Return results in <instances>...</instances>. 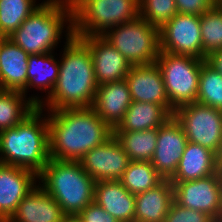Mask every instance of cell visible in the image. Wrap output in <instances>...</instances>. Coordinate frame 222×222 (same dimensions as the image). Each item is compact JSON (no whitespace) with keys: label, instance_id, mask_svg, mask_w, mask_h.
<instances>
[{"label":"cell","instance_id":"1","mask_svg":"<svg viewBox=\"0 0 222 222\" xmlns=\"http://www.w3.org/2000/svg\"><path fill=\"white\" fill-rule=\"evenodd\" d=\"M46 113L52 159L80 161L85 153L113 136V130L92 107L62 108Z\"/></svg>","mask_w":222,"mask_h":222},{"label":"cell","instance_id":"2","mask_svg":"<svg viewBox=\"0 0 222 222\" xmlns=\"http://www.w3.org/2000/svg\"><path fill=\"white\" fill-rule=\"evenodd\" d=\"M59 61V76L50 96L39 108L92 107L98 84L88 47L77 37L66 38ZM47 108H45V107Z\"/></svg>","mask_w":222,"mask_h":222},{"label":"cell","instance_id":"3","mask_svg":"<svg viewBox=\"0 0 222 222\" xmlns=\"http://www.w3.org/2000/svg\"><path fill=\"white\" fill-rule=\"evenodd\" d=\"M37 107L22 122L0 131V163L29 169L39 175L49 155V123ZM44 116V117H43Z\"/></svg>","mask_w":222,"mask_h":222},{"label":"cell","instance_id":"4","mask_svg":"<svg viewBox=\"0 0 222 222\" xmlns=\"http://www.w3.org/2000/svg\"><path fill=\"white\" fill-rule=\"evenodd\" d=\"M43 1L8 37L29 55L53 52L64 35L73 37V12L70 8L62 0Z\"/></svg>","mask_w":222,"mask_h":222},{"label":"cell","instance_id":"5","mask_svg":"<svg viewBox=\"0 0 222 222\" xmlns=\"http://www.w3.org/2000/svg\"><path fill=\"white\" fill-rule=\"evenodd\" d=\"M38 180L58 202L65 215H79L94 202L96 181L84 171L79 161L50 158L38 175Z\"/></svg>","mask_w":222,"mask_h":222},{"label":"cell","instance_id":"6","mask_svg":"<svg viewBox=\"0 0 222 222\" xmlns=\"http://www.w3.org/2000/svg\"><path fill=\"white\" fill-rule=\"evenodd\" d=\"M139 17V0H86L73 12V36H103Z\"/></svg>","mask_w":222,"mask_h":222},{"label":"cell","instance_id":"7","mask_svg":"<svg viewBox=\"0 0 222 222\" xmlns=\"http://www.w3.org/2000/svg\"><path fill=\"white\" fill-rule=\"evenodd\" d=\"M205 60L160 51L156 60L172 109L197 102L199 76Z\"/></svg>","mask_w":222,"mask_h":222},{"label":"cell","instance_id":"8","mask_svg":"<svg viewBox=\"0 0 222 222\" xmlns=\"http://www.w3.org/2000/svg\"><path fill=\"white\" fill-rule=\"evenodd\" d=\"M103 37L131 66L154 63L160 53L159 29L141 17L115 26Z\"/></svg>","mask_w":222,"mask_h":222},{"label":"cell","instance_id":"9","mask_svg":"<svg viewBox=\"0 0 222 222\" xmlns=\"http://www.w3.org/2000/svg\"><path fill=\"white\" fill-rule=\"evenodd\" d=\"M188 142L197 143L216 155L222 139V110L194 102L174 111Z\"/></svg>","mask_w":222,"mask_h":222},{"label":"cell","instance_id":"10","mask_svg":"<svg viewBox=\"0 0 222 222\" xmlns=\"http://www.w3.org/2000/svg\"><path fill=\"white\" fill-rule=\"evenodd\" d=\"M160 51L206 60L203 53L200 16L177 13L159 29Z\"/></svg>","mask_w":222,"mask_h":222},{"label":"cell","instance_id":"11","mask_svg":"<svg viewBox=\"0 0 222 222\" xmlns=\"http://www.w3.org/2000/svg\"><path fill=\"white\" fill-rule=\"evenodd\" d=\"M172 184L174 201L181 207L205 212L215 221L222 214V184L218 172L197 180Z\"/></svg>","mask_w":222,"mask_h":222},{"label":"cell","instance_id":"12","mask_svg":"<svg viewBox=\"0 0 222 222\" xmlns=\"http://www.w3.org/2000/svg\"><path fill=\"white\" fill-rule=\"evenodd\" d=\"M79 162L96 182L117 181L122 178L130 159L113 135L102 145L85 153Z\"/></svg>","mask_w":222,"mask_h":222},{"label":"cell","instance_id":"13","mask_svg":"<svg viewBox=\"0 0 222 222\" xmlns=\"http://www.w3.org/2000/svg\"><path fill=\"white\" fill-rule=\"evenodd\" d=\"M187 137L174 116L158 128L157 144L151 164L164 180H170L184 152Z\"/></svg>","mask_w":222,"mask_h":222},{"label":"cell","instance_id":"14","mask_svg":"<svg viewBox=\"0 0 222 222\" xmlns=\"http://www.w3.org/2000/svg\"><path fill=\"white\" fill-rule=\"evenodd\" d=\"M90 50L94 74L99 85L124 80L131 64L103 36H74Z\"/></svg>","mask_w":222,"mask_h":222},{"label":"cell","instance_id":"15","mask_svg":"<svg viewBox=\"0 0 222 222\" xmlns=\"http://www.w3.org/2000/svg\"><path fill=\"white\" fill-rule=\"evenodd\" d=\"M132 101L155 103L163 106L172 116L171 107L166 94L162 72L156 62L131 66L125 78Z\"/></svg>","mask_w":222,"mask_h":222},{"label":"cell","instance_id":"16","mask_svg":"<svg viewBox=\"0 0 222 222\" xmlns=\"http://www.w3.org/2000/svg\"><path fill=\"white\" fill-rule=\"evenodd\" d=\"M38 175L25 168L0 163V216L7 222L24 196L36 185Z\"/></svg>","mask_w":222,"mask_h":222},{"label":"cell","instance_id":"17","mask_svg":"<svg viewBox=\"0 0 222 222\" xmlns=\"http://www.w3.org/2000/svg\"><path fill=\"white\" fill-rule=\"evenodd\" d=\"M131 102L129 86L124 79L99 85L92 108L114 130L123 121Z\"/></svg>","mask_w":222,"mask_h":222},{"label":"cell","instance_id":"18","mask_svg":"<svg viewBox=\"0 0 222 222\" xmlns=\"http://www.w3.org/2000/svg\"><path fill=\"white\" fill-rule=\"evenodd\" d=\"M64 216L58 202L38 183L7 222H61Z\"/></svg>","mask_w":222,"mask_h":222},{"label":"cell","instance_id":"19","mask_svg":"<svg viewBox=\"0 0 222 222\" xmlns=\"http://www.w3.org/2000/svg\"><path fill=\"white\" fill-rule=\"evenodd\" d=\"M29 54L8 37H0V76L3 90L22 92L26 96Z\"/></svg>","mask_w":222,"mask_h":222},{"label":"cell","instance_id":"20","mask_svg":"<svg viewBox=\"0 0 222 222\" xmlns=\"http://www.w3.org/2000/svg\"><path fill=\"white\" fill-rule=\"evenodd\" d=\"M94 202L118 222H135V195L119 180L96 182Z\"/></svg>","mask_w":222,"mask_h":222},{"label":"cell","instance_id":"21","mask_svg":"<svg viewBox=\"0 0 222 222\" xmlns=\"http://www.w3.org/2000/svg\"><path fill=\"white\" fill-rule=\"evenodd\" d=\"M173 201L174 186L170 180L135 194V222H165Z\"/></svg>","mask_w":222,"mask_h":222},{"label":"cell","instance_id":"22","mask_svg":"<svg viewBox=\"0 0 222 222\" xmlns=\"http://www.w3.org/2000/svg\"><path fill=\"white\" fill-rule=\"evenodd\" d=\"M217 155L193 142H187L171 182L197 180L217 172Z\"/></svg>","mask_w":222,"mask_h":222},{"label":"cell","instance_id":"23","mask_svg":"<svg viewBox=\"0 0 222 222\" xmlns=\"http://www.w3.org/2000/svg\"><path fill=\"white\" fill-rule=\"evenodd\" d=\"M172 115L161 105L132 101L123 121L113 132L144 131L158 129Z\"/></svg>","mask_w":222,"mask_h":222},{"label":"cell","instance_id":"24","mask_svg":"<svg viewBox=\"0 0 222 222\" xmlns=\"http://www.w3.org/2000/svg\"><path fill=\"white\" fill-rule=\"evenodd\" d=\"M57 60V61H56ZM27 86L26 97L29 89H39L47 92V99L54 89L59 76V59L55 58L54 52L29 55L27 62Z\"/></svg>","mask_w":222,"mask_h":222},{"label":"cell","instance_id":"25","mask_svg":"<svg viewBox=\"0 0 222 222\" xmlns=\"http://www.w3.org/2000/svg\"><path fill=\"white\" fill-rule=\"evenodd\" d=\"M43 96H29L18 91H0V131L22 122L43 102ZM41 98V99H40Z\"/></svg>","mask_w":222,"mask_h":222},{"label":"cell","instance_id":"26","mask_svg":"<svg viewBox=\"0 0 222 222\" xmlns=\"http://www.w3.org/2000/svg\"><path fill=\"white\" fill-rule=\"evenodd\" d=\"M158 129L113 132L130 161H151L157 144Z\"/></svg>","mask_w":222,"mask_h":222},{"label":"cell","instance_id":"27","mask_svg":"<svg viewBox=\"0 0 222 222\" xmlns=\"http://www.w3.org/2000/svg\"><path fill=\"white\" fill-rule=\"evenodd\" d=\"M163 180L150 161H130L119 181L135 195L156 187Z\"/></svg>","mask_w":222,"mask_h":222},{"label":"cell","instance_id":"28","mask_svg":"<svg viewBox=\"0 0 222 222\" xmlns=\"http://www.w3.org/2000/svg\"><path fill=\"white\" fill-rule=\"evenodd\" d=\"M36 0H0V37H9L41 3Z\"/></svg>","mask_w":222,"mask_h":222},{"label":"cell","instance_id":"29","mask_svg":"<svg viewBox=\"0 0 222 222\" xmlns=\"http://www.w3.org/2000/svg\"><path fill=\"white\" fill-rule=\"evenodd\" d=\"M197 103L222 110V75L206 60L201 66Z\"/></svg>","mask_w":222,"mask_h":222},{"label":"cell","instance_id":"30","mask_svg":"<svg viewBox=\"0 0 222 222\" xmlns=\"http://www.w3.org/2000/svg\"><path fill=\"white\" fill-rule=\"evenodd\" d=\"M200 28L203 53L208 57L222 50V7L218 3L200 16Z\"/></svg>","mask_w":222,"mask_h":222},{"label":"cell","instance_id":"31","mask_svg":"<svg viewBox=\"0 0 222 222\" xmlns=\"http://www.w3.org/2000/svg\"><path fill=\"white\" fill-rule=\"evenodd\" d=\"M140 17L160 29L177 14L175 0H139Z\"/></svg>","mask_w":222,"mask_h":222},{"label":"cell","instance_id":"32","mask_svg":"<svg viewBox=\"0 0 222 222\" xmlns=\"http://www.w3.org/2000/svg\"><path fill=\"white\" fill-rule=\"evenodd\" d=\"M165 222H216L207 213L181 207L175 201L170 205Z\"/></svg>","mask_w":222,"mask_h":222},{"label":"cell","instance_id":"33","mask_svg":"<svg viewBox=\"0 0 222 222\" xmlns=\"http://www.w3.org/2000/svg\"><path fill=\"white\" fill-rule=\"evenodd\" d=\"M177 13L201 16L212 8L217 0H175Z\"/></svg>","mask_w":222,"mask_h":222},{"label":"cell","instance_id":"34","mask_svg":"<svg viewBox=\"0 0 222 222\" xmlns=\"http://www.w3.org/2000/svg\"><path fill=\"white\" fill-rule=\"evenodd\" d=\"M78 216L81 222H118L95 202L87 205Z\"/></svg>","mask_w":222,"mask_h":222},{"label":"cell","instance_id":"35","mask_svg":"<svg viewBox=\"0 0 222 222\" xmlns=\"http://www.w3.org/2000/svg\"><path fill=\"white\" fill-rule=\"evenodd\" d=\"M206 61L222 75V50L211 53Z\"/></svg>","mask_w":222,"mask_h":222},{"label":"cell","instance_id":"36","mask_svg":"<svg viewBox=\"0 0 222 222\" xmlns=\"http://www.w3.org/2000/svg\"><path fill=\"white\" fill-rule=\"evenodd\" d=\"M74 12L86 0H62Z\"/></svg>","mask_w":222,"mask_h":222},{"label":"cell","instance_id":"37","mask_svg":"<svg viewBox=\"0 0 222 222\" xmlns=\"http://www.w3.org/2000/svg\"><path fill=\"white\" fill-rule=\"evenodd\" d=\"M61 222H81L78 215H65Z\"/></svg>","mask_w":222,"mask_h":222},{"label":"cell","instance_id":"38","mask_svg":"<svg viewBox=\"0 0 222 222\" xmlns=\"http://www.w3.org/2000/svg\"><path fill=\"white\" fill-rule=\"evenodd\" d=\"M217 172L218 174H222V154H217Z\"/></svg>","mask_w":222,"mask_h":222},{"label":"cell","instance_id":"39","mask_svg":"<svg viewBox=\"0 0 222 222\" xmlns=\"http://www.w3.org/2000/svg\"><path fill=\"white\" fill-rule=\"evenodd\" d=\"M218 154H222V139H221V145H220V148L218 150Z\"/></svg>","mask_w":222,"mask_h":222},{"label":"cell","instance_id":"40","mask_svg":"<svg viewBox=\"0 0 222 222\" xmlns=\"http://www.w3.org/2000/svg\"><path fill=\"white\" fill-rule=\"evenodd\" d=\"M216 222H222V214H221L220 217L216 220Z\"/></svg>","mask_w":222,"mask_h":222},{"label":"cell","instance_id":"41","mask_svg":"<svg viewBox=\"0 0 222 222\" xmlns=\"http://www.w3.org/2000/svg\"><path fill=\"white\" fill-rule=\"evenodd\" d=\"M217 3L222 7V0H217Z\"/></svg>","mask_w":222,"mask_h":222},{"label":"cell","instance_id":"42","mask_svg":"<svg viewBox=\"0 0 222 222\" xmlns=\"http://www.w3.org/2000/svg\"><path fill=\"white\" fill-rule=\"evenodd\" d=\"M2 83H1V76H0V91H2Z\"/></svg>","mask_w":222,"mask_h":222},{"label":"cell","instance_id":"43","mask_svg":"<svg viewBox=\"0 0 222 222\" xmlns=\"http://www.w3.org/2000/svg\"><path fill=\"white\" fill-rule=\"evenodd\" d=\"M0 222H6V221L0 216Z\"/></svg>","mask_w":222,"mask_h":222},{"label":"cell","instance_id":"44","mask_svg":"<svg viewBox=\"0 0 222 222\" xmlns=\"http://www.w3.org/2000/svg\"><path fill=\"white\" fill-rule=\"evenodd\" d=\"M220 175V179H221V184H222V174H219Z\"/></svg>","mask_w":222,"mask_h":222}]
</instances>
